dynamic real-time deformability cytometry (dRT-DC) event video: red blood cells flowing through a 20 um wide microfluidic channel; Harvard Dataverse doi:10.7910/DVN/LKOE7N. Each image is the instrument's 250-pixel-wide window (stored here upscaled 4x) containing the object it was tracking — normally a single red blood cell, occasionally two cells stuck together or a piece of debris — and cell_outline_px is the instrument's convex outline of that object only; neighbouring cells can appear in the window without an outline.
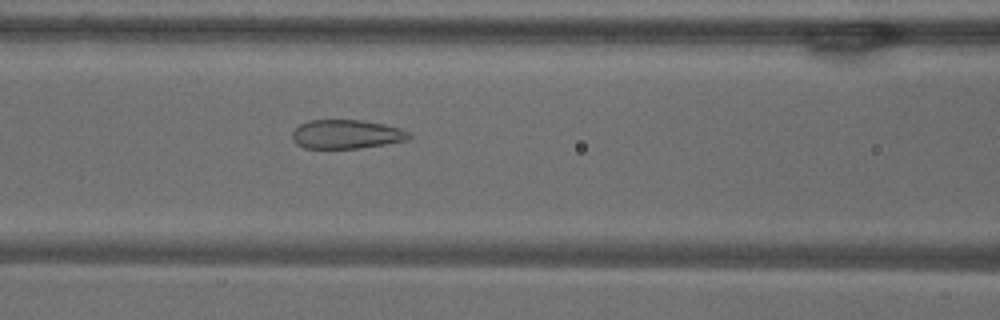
{"species": "common noctule bat (a hibernating species)", "species_latin": "Nyctalus noctula", "temperature_condition": "warm", "stored_images_in_passage": 55, "camera_frame_rate_fps": 3000, "um_per_image_px": 0.085, "animal": {"sex": "male", "body_mass_g": 18.8}, "frame": {"image": 1, "passage_image": 23, "time_ms": 7.333, "image_size_px": [1000, 320], "cell_outline_px": [[412, 136], [408, 140], [360, 148], [304, 148], [296, 144], [292, 140], [292, 132], [300, 124], [308, 120], [364, 120], [384, 124], [400, 128], [408, 132]], "centroid_in_image_um": [29.43, 11.4], "position_along_channel_um": 137.2, "area_um2": 19.77}}
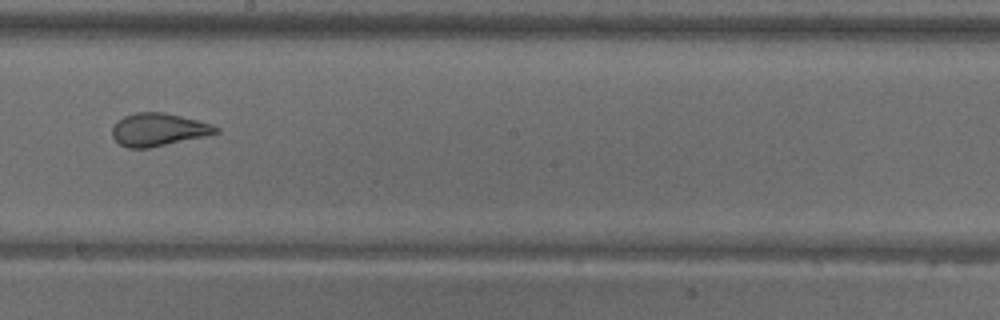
{"frame": {"image": 2, "passage_image": 31, "time_ms": 10.0, "image_size_px": [1000, 320], "cell_outline_px": [[220, 132], [204, 136], [148, 148], [128, 148], [120, 144], [112, 136], [112, 128], [116, 120], [124, 116], [136, 112], [164, 112], [212, 124], [220, 128]], "centroid_in_image_um": [13.44, 11.01], "position_along_channel_um": 234.8, "area_um2": 19.71}}
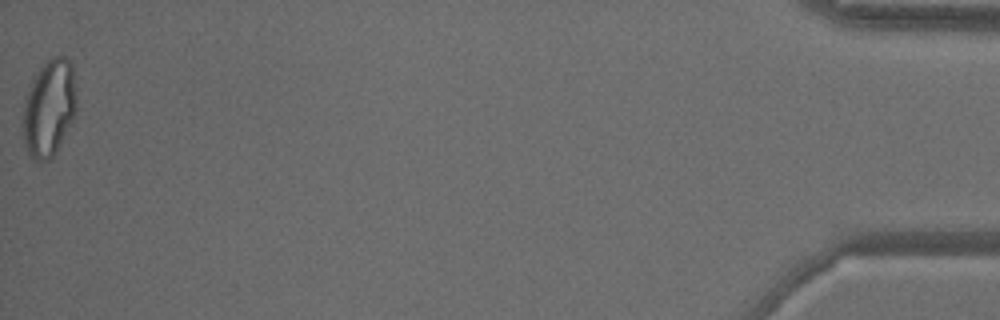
{"frame": {"image": 3, "passage_image": 55, "time_ms": 18.0, "image_size_px": [1000, 320], "cell_outline_px": [[76, 108], [72, 120], [56, 152], [48, 160], [36, 160], [28, 156], [24, 144], [20, 124], [24, 104], [32, 80], [36, 72], [52, 56], [64, 56], [72, 64], [76, 96]], "centroid_in_image_um": [4.14, 9.2], "position_along_channel_um": 431.1, "area_um2": 30.4}, "authors_computed_cell_mechanics": {"area_um2": 24.854, "velocity_mm_per_s": 3.6634, "shape_relaxation_time_tau1_ms": null, "shape_relaxation_time_tau2_ms": 0.9166, "deformation_change_tau1": null, "deformation_change_tau2": 0.0839}}